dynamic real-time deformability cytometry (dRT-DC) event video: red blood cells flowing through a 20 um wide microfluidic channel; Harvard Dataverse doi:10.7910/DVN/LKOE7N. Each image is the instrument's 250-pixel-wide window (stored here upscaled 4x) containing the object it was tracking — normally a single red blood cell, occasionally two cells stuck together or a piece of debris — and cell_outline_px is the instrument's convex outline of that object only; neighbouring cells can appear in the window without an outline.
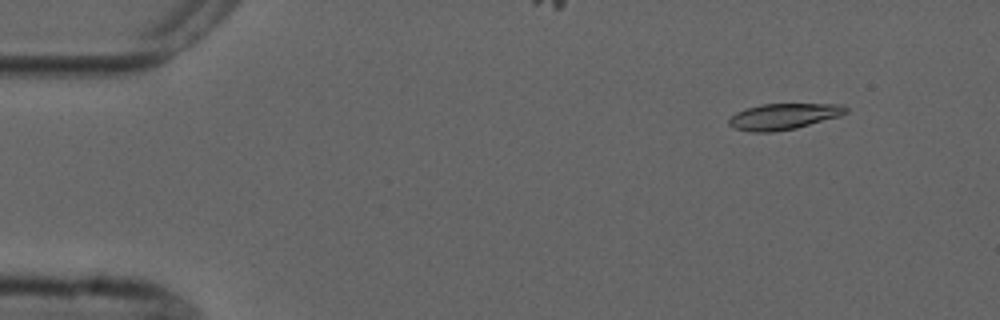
{"species": "common noctule bat (a hibernating species)", "species_latin": "Nyctalus noctula", "temperature_condition": "cold", "stored_images_in_passage": 3, "camera_frame_rate_fps": 3000, "um_per_image_px": 0.085, "animal": {"sex": "male", "forearm_length_mm": 52.5}, "frame": {"image": 1, "passage_image": 1, "time_ms": 0.0, "image_size_px": [1000, 320], "cell_outline_px": [[848, 112], [840, 116], [796, 128], [772, 132], [752, 132], [736, 128], [728, 124], [728, 120], [736, 112], [760, 104], [844, 104], [848, 108]], "centroid_in_image_um": [66.64, 9.89], "position_along_channel_um": 18.4, "area_um2": 17.69}}
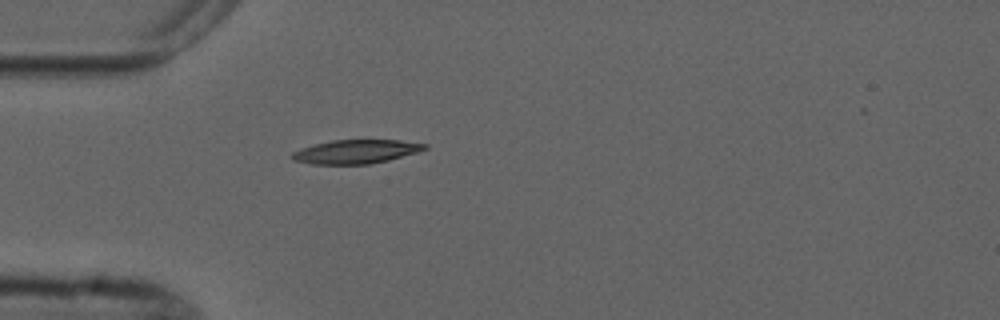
{"frame": {"image": 2, "passage_image": 3, "time_ms": 3.333, "image_size_px": [1000, 320], "cell_outline_px": [[428, 148], [416, 152], [388, 160], [372, 164], [312, 164], [292, 160], [292, 152], [300, 148], [312, 144], [332, 140], [400, 140], [428, 144]], "centroid_in_image_um": [30.23, 12.88], "position_along_channel_um": 54.8, "area_um2": 18.44}}